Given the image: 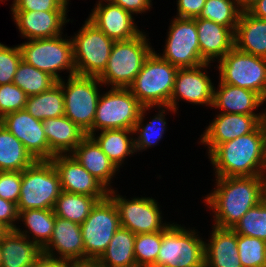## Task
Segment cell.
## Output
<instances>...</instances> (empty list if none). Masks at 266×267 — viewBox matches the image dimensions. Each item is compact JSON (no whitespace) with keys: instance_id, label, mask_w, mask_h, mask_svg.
Wrapping results in <instances>:
<instances>
[{"instance_id":"cell-1","label":"cell","mask_w":266,"mask_h":267,"mask_svg":"<svg viewBox=\"0 0 266 267\" xmlns=\"http://www.w3.org/2000/svg\"><path fill=\"white\" fill-rule=\"evenodd\" d=\"M216 189L205 202L214 212V226L233 228L243 215L264 199L263 176L216 177Z\"/></svg>"},{"instance_id":"cell-2","label":"cell","mask_w":266,"mask_h":267,"mask_svg":"<svg viewBox=\"0 0 266 267\" xmlns=\"http://www.w3.org/2000/svg\"><path fill=\"white\" fill-rule=\"evenodd\" d=\"M208 155L216 169V177L263 176L266 150L261 124L247 135L219 144Z\"/></svg>"},{"instance_id":"cell-3","label":"cell","mask_w":266,"mask_h":267,"mask_svg":"<svg viewBox=\"0 0 266 267\" xmlns=\"http://www.w3.org/2000/svg\"><path fill=\"white\" fill-rule=\"evenodd\" d=\"M178 69L153 51L128 89L143 106L164 108L169 106Z\"/></svg>"},{"instance_id":"cell-4","label":"cell","mask_w":266,"mask_h":267,"mask_svg":"<svg viewBox=\"0 0 266 267\" xmlns=\"http://www.w3.org/2000/svg\"><path fill=\"white\" fill-rule=\"evenodd\" d=\"M143 33L130 40L114 42L107 66L98 77L102 84L112 88H128L132 84L153 52Z\"/></svg>"},{"instance_id":"cell-5","label":"cell","mask_w":266,"mask_h":267,"mask_svg":"<svg viewBox=\"0 0 266 267\" xmlns=\"http://www.w3.org/2000/svg\"><path fill=\"white\" fill-rule=\"evenodd\" d=\"M61 192L60 177L52 161L36 160L22 171L17 209H53Z\"/></svg>"},{"instance_id":"cell-6","label":"cell","mask_w":266,"mask_h":267,"mask_svg":"<svg viewBox=\"0 0 266 267\" xmlns=\"http://www.w3.org/2000/svg\"><path fill=\"white\" fill-rule=\"evenodd\" d=\"M195 230L168 224L162 230L161 247L155 266L205 267V241Z\"/></svg>"},{"instance_id":"cell-7","label":"cell","mask_w":266,"mask_h":267,"mask_svg":"<svg viewBox=\"0 0 266 267\" xmlns=\"http://www.w3.org/2000/svg\"><path fill=\"white\" fill-rule=\"evenodd\" d=\"M114 40L89 19L73 37V60L76 74L99 77L105 70Z\"/></svg>"},{"instance_id":"cell-8","label":"cell","mask_w":266,"mask_h":267,"mask_svg":"<svg viewBox=\"0 0 266 267\" xmlns=\"http://www.w3.org/2000/svg\"><path fill=\"white\" fill-rule=\"evenodd\" d=\"M57 83L63 90L64 115L90 136L100 98L97 86L100 80L76 74L69 76L66 84L63 80Z\"/></svg>"},{"instance_id":"cell-9","label":"cell","mask_w":266,"mask_h":267,"mask_svg":"<svg viewBox=\"0 0 266 267\" xmlns=\"http://www.w3.org/2000/svg\"><path fill=\"white\" fill-rule=\"evenodd\" d=\"M53 38L34 39L19 45L22 60L61 81L58 71L69 70V76L76 75L71 39Z\"/></svg>"},{"instance_id":"cell-10","label":"cell","mask_w":266,"mask_h":267,"mask_svg":"<svg viewBox=\"0 0 266 267\" xmlns=\"http://www.w3.org/2000/svg\"><path fill=\"white\" fill-rule=\"evenodd\" d=\"M80 227L85 262H96L108 247L115 232L121 227L119 213L113 200L107 196L97 201Z\"/></svg>"},{"instance_id":"cell-11","label":"cell","mask_w":266,"mask_h":267,"mask_svg":"<svg viewBox=\"0 0 266 267\" xmlns=\"http://www.w3.org/2000/svg\"><path fill=\"white\" fill-rule=\"evenodd\" d=\"M218 63L222 83L254 91L266 101V58L233 47Z\"/></svg>"},{"instance_id":"cell-12","label":"cell","mask_w":266,"mask_h":267,"mask_svg":"<svg viewBox=\"0 0 266 267\" xmlns=\"http://www.w3.org/2000/svg\"><path fill=\"white\" fill-rule=\"evenodd\" d=\"M142 108L143 105L128 88H111L100 95L92 134L97 130H133Z\"/></svg>"},{"instance_id":"cell-13","label":"cell","mask_w":266,"mask_h":267,"mask_svg":"<svg viewBox=\"0 0 266 267\" xmlns=\"http://www.w3.org/2000/svg\"><path fill=\"white\" fill-rule=\"evenodd\" d=\"M169 28L163 55L159 56L177 68L205 64L200 54L195 18L175 17Z\"/></svg>"},{"instance_id":"cell-14","label":"cell","mask_w":266,"mask_h":267,"mask_svg":"<svg viewBox=\"0 0 266 267\" xmlns=\"http://www.w3.org/2000/svg\"><path fill=\"white\" fill-rule=\"evenodd\" d=\"M113 189L108 196L117 207L121 227L132 231L134 234L153 233L162 231L168 224H162V216L158 203L152 198H133L126 200L120 195H115Z\"/></svg>"},{"instance_id":"cell-15","label":"cell","mask_w":266,"mask_h":267,"mask_svg":"<svg viewBox=\"0 0 266 267\" xmlns=\"http://www.w3.org/2000/svg\"><path fill=\"white\" fill-rule=\"evenodd\" d=\"M208 65L209 63H205L193 68L178 69L169 106H165L166 109L175 113L178 109L176 101L179 99L212 107L214 86L206 72L202 71Z\"/></svg>"},{"instance_id":"cell-16","label":"cell","mask_w":266,"mask_h":267,"mask_svg":"<svg viewBox=\"0 0 266 267\" xmlns=\"http://www.w3.org/2000/svg\"><path fill=\"white\" fill-rule=\"evenodd\" d=\"M1 125L23 143L35 160H50V148L41 120L22 109L4 115Z\"/></svg>"},{"instance_id":"cell-17","label":"cell","mask_w":266,"mask_h":267,"mask_svg":"<svg viewBox=\"0 0 266 267\" xmlns=\"http://www.w3.org/2000/svg\"><path fill=\"white\" fill-rule=\"evenodd\" d=\"M51 161L59 174L62 191L88 195L98 201L108 196L109 190L71 155H55Z\"/></svg>"},{"instance_id":"cell-18","label":"cell","mask_w":266,"mask_h":267,"mask_svg":"<svg viewBox=\"0 0 266 267\" xmlns=\"http://www.w3.org/2000/svg\"><path fill=\"white\" fill-rule=\"evenodd\" d=\"M263 115L220 113L206 128L201 143L208 146L209 154L219 145L253 132Z\"/></svg>"},{"instance_id":"cell-19","label":"cell","mask_w":266,"mask_h":267,"mask_svg":"<svg viewBox=\"0 0 266 267\" xmlns=\"http://www.w3.org/2000/svg\"><path fill=\"white\" fill-rule=\"evenodd\" d=\"M53 249L59 253L60 260L69 263L85 262V250L79 224L56 216L50 241L42 248L43 254L56 258Z\"/></svg>"},{"instance_id":"cell-20","label":"cell","mask_w":266,"mask_h":267,"mask_svg":"<svg viewBox=\"0 0 266 267\" xmlns=\"http://www.w3.org/2000/svg\"><path fill=\"white\" fill-rule=\"evenodd\" d=\"M102 1H107V5H102ZM132 17L130 12L110 0H100L88 19L112 40L126 41L142 33Z\"/></svg>"},{"instance_id":"cell-21","label":"cell","mask_w":266,"mask_h":267,"mask_svg":"<svg viewBox=\"0 0 266 267\" xmlns=\"http://www.w3.org/2000/svg\"><path fill=\"white\" fill-rule=\"evenodd\" d=\"M27 233L16 228L0 237V267H30L43 254L42 248L30 240Z\"/></svg>"},{"instance_id":"cell-22","label":"cell","mask_w":266,"mask_h":267,"mask_svg":"<svg viewBox=\"0 0 266 267\" xmlns=\"http://www.w3.org/2000/svg\"><path fill=\"white\" fill-rule=\"evenodd\" d=\"M201 58L205 63L222 59L234 47V32L208 19L195 18Z\"/></svg>"},{"instance_id":"cell-23","label":"cell","mask_w":266,"mask_h":267,"mask_svg":"<svg viewBox=\"0 0 266 267\" xmlns=\"http://www.w3.org/2000/svg\"><path fill=\"white\" fill-rule=\"evenodd\" d=\"M19 31L28 40L53 38L60 35L66 22V12H12Z\"/></svg>"},{"instance_id":"cell-24","label":"cell","mask_w":266,"mask_h":267,"mask_svg":"<svg viewBox=\"0 0 266 267\" xmlns=\"http://www.w3.org/2000/svg\"><path fill=\"white\" fill-rule=\"evenodd\" d=\"M43 131L50 148V160L55 155H65L72 153L74 149L87 136L78 125L73 123L65 115L57 118L45 119Z\"/></svg>"},{"instance_id":"cell-25","label":"cell","mask_w":266,"mask_h":267,"mask_svg":"<svg viewBox=\"0 0 266 267\" xmlns=\"http://www.w3.org/2000/svg\"><path fill=\"white\" fill-rule=\"evenodd\" d=\"M209 243H205V267H242L237 233L232 228L213 225Z\"/></svg>"},{"instance_id":"cell-26","label":"cell","mask_w":266,"mask_h":267,"mask_svg":"<svg viewBox=\"0 0 266 267\" xmlns=\"http://www.w3.org/2000/svg\"><path fill=\"white\" fill-rule=\"evenodd\" d=\"M264 100L254 91L225 84L220 81L219 89L213 94V105L223 112L229 114L244 115H264V113L255 114L253 111L259 107Z\"/></svg>"},{"instance_id":"cell-27","label":"cell","mask_w":266,"mask_h":267,"mask_svg":"<svg viewBox=\"0 0 266 267\" xmlns=\"http://www.w3.org/2000/svg\"><path fill=\"white\" fill-rule=\"evenodd\" d=\"M70 155L110 190L111 179L119 169L90 136H86Z\"/></svg>"},{"instance_id":"cell-28","label":"cell","mask_w":266,"mask_h":267,"mask_svg":"<svg viewBox=\"0 0 266 267\" xmlns=\"http://www.w3.org/2000/svg\"><path fill=\"white\" fill-rule=\"evenodd\" d=\"M234 47L244 53L266 58V19L243 11L234 32Z\"/></svg>"},{"instance_id":"cell-29","label":"cell","mask_w":266,"mask_h":267,"mask_svg":"<svg viewBox=\"0 0 266 267\" xmlns=\"http://www.w3.org/2000/svg\"><path fill=\"white\" fill-rule=\"evenodd\" d=\"M135 237L132 231L120 227L96 262L102 267H137L134 257Z\"/></svg>"},{"instance_id":"cell-30","label":"cell","mask_w":266,"mask_h":267,"mask_svg":"<svg viewBox=\"0 0 266 267\" xmlns=\"http://www.w3.org/2000/svg\"><path fill=\"white\" fill-rule=\"evenodd\" d=\"M134 134L133 130L115 129L103 130L100 135L95 137L91 134L90 137L102 149L103 153L112 161L119 169L124 158L135 153L134 138H129L127 135Z\"/></svg>"},{"instance_id":"cell-31","label":"cell","mask_w":266,"mask_h":267,"mask_svg":"<svg viewBox=\"0 0 266 267\" xmlns=\"http://www.w3.org/2000/svg\"><path fill=\"white\" fill-rule=\"evenodd\" d=\"M36 160L11 132L0 124V171H23Z\"/></svg>"},{"instance_id":"cell-32","label":"cell","mask_w":266,"mask_h":267,"mask_svg":"<svg viewBox=\"0 0 266 267\" xmlns=\"http://www.w3.org/2000/svg\"><path fill=\"white\" fill-rule=\"evenodd\" d=\"M25 110L38 120L57 118L64 115V96L57 83L40 94L28 96Z\"/></svg>"},{"instance_id":"cell-33","label":"cell","mask_w":266,"mask_h":267,"mask_svg":"<svg viewBox=\"0 0 266 267\" xmlns=\"http://www.w3.org/2000/svg\"><path fill=\"white\" fill-rule=\"evenodd\" d=\"M97 201L95 197L62 191L56 200L53 211L55 216L81 225Z\"/></svg>"},{"instance_id":"cell-34","label":"cell","mask_w":266,"mask_h":267,"mask_svg":"<svg viewBox=\"0 0 266 267\" xmlns=\"http://www.w3.org/2000/svg\"><path fill=\"white\" fill-rule=\"evenodd\" d=\"M18 212V219H22L30 234H33V242L43 248L53 233L56 219L53 209H27Z\"/></svg>"},{"instance_id":"cell-35","label":"cell","mask_w":266,"mask_h":267,"mask_svg":"<svg viewBox=\"0 0 266 267\" xmlns=\"http://www.w3.org/2000/svg\"><path fill=\"white\" fill-rule=\"evenodd\" d=\"M57 80L46 72L40 71L33 65L21 60L14 75L13 83L27 96L40 94L51 89Z\"/></svg>"},{"instance_id":"cell-36","label":"cell","mask_w":266,"mask_h":267,"mask_svg":"<svg viewBox=\"0 0 266 267\" xmlns=\"http://www.w3.org/2000/svg\"><path fill=\"white\" fill-rule=\"evenodd\" d=\"M241 12L237 0H206L198 18L211 20L235 32Z\"/></svg>"},{"instance_id":"cell-37","label":"cell","mask_w":266,"mask_h":267,"mask_svg":"<svg viewBox=\"0 0 266 267\" xmlns=\"http://www.w3.org/2000/svg\"><path fill=\"white\" fill-rule=\"evenodd\" d=\"M152 108V106H143L139 119L136 122L133 132L138 133L140 132L138 138L134 139V147H135V152L144 150L148 147H151L158 143V141L162 138L163 133L165 131V110H160L157 116L155 115V118L152 119L148 124L143 126V117L145 116L144 113ZM138 131V132H137Z\"/></svg>"},{"instance_id":"cell-38","label":"cell","mask_w":266,"mask_h":267,"mask_svg":"<svg viewBox=\"0 0 266 267\" xmlns=\"http://www.w3.org/2000/svg\"><path fill=\"white\" fill-rule=\"evenodd\" d=\"M232 229L237 234L266 241V200L249 209Z\"/></svg>"},{"instance_id":"cell-39","label":"cell","mask_w":266,"mask_h":267,"mask_svg":"<svg viewBox=\"0 0 266 267\" xmlns=\"http://www.w3.org/2000/svg\"><path fill=\"white\" fill-rule=\"evenodd\" d=\"M162 242V231L136 234L134 257L137 267H152L157 259Z\"/></svg>"},{"instance_id":"cell-40","label":"cell","mask_w":266,"mask_h":267,"mask_svg":"<svg viewBox=\"0 0 266 267\" xmlns=\"http://www.w3.org/2000/svg\"><path fill=\"white\" fill-rule=\"evenodd\" d=\"M237 247L242 267H266V241L237 234Z\"/></svg>"},{"instance_id":"cell-41","label":"cell","mask_w":266,"mask_h":267,"mask_svg":"<svg viewBox=\"0 0 266 267\" xmlns=\"http://www.w3.org/2000/svg\"><path fill=\"white\" fill-rule=\"evenodd\" d=\"M28 96L14 83L0 85V117L25 109Z\"/></svg>"},{"instance_id":"cell-42","label":"cell","mask_w":266,"mask_h":267,"mask_svg":"<svg viewBox=\"0 0 266 267\" xmlns=\"http://www.w3.org/2000/svg\"><path fill=\"white\" fill-rule=\"evenodd\" d=\"M21 60L22 53L19 45L13 48L0 43V85L13 83Z\"/></svg>"},{"instance_id":"cell-43","label":"cell","mask_w":266,"mask_h":267,"mask_svg":"<svg viewBox=\"0 0 266 267\" xmlns=\"http://www.w3.org/2000/svg\"><path fill=\"white\" fill-rule=\"evenodd\" d=\"M12 12H67L66 0H14Z\"/></svg>"},{"instance_id":"cell-44","label":"cell","mask_w":266,"mask_h":267,"mask_svg":"<svg viewBox=\"0 0 266 267\" xmlns=\"http://www.w3.org/2000/svg\"><path fill=\"white\" fill-rule=\"evenodd\" d=\"M22 184L21 171H0V197L17 204Z\"/></svg>"},{"instance_id":"cell-45","label":"cell","mask_w":266,"mask_h":267,"mask_svg":"<svg viewBox=\"0 0 266 267\" xmlns=\"http://www.w3.org/2000/svg\"><path fill=\"white\" fill-rule=\"evenodd\" d=\"M17 204L0 197V223L3 224L8 230H15V224L18 219Z\"/></svg>"},{"instance_id":"cell-46","label":"cell","mask_w":266,"mask_h":267,"mask_svg":"<svg viewBox=\"0 0 266 267\" xmlns=\"http://www.w3.org/2000/svg\"><path fill=\"white\" fill-rule=\"evenodd\" d=\"M206 0H178V18H198Z\"/></svg>"},{"instance_id":"cell-47","label":"cell","mask_w":266,"mask_h":267,"mask_svg":"<svg viewBox=\"0 0 266 267\" xmlns=\"http://www.w3.org/2000/svg\"><path fill=\"white\" fill-rule=\"evenodd\" d=\"M131 14L143 13L151 7V0H110Z\"/></svg>"},{"instance_id":"cell-48","label":"cell","mask_w":266,"mask_h":267,"mask_svg":"<svg viewBox=\"0 0 266 267\" xmlns=\"http://www.w3.org/2000/svg\"><path fill=\"white\" fill-rule=\"evenodd\" d=\"M71 263L42 254L30 267H70Z\"/></svg>"},{"instance_id":"cell-49","label":"cell","mask_w":266,"mask_h":267,"mask_svg":"<svg viewBox=\"0 0 266 267\" xmlns=\"http://www.w3.org/2000/svg\"><path fill=\"white\" fill-rule=\"evenodd\" d=\"M247 12L255 17L266 19V0H259Z\"/></svg>"},{"instance_id":"cell-50","label":"cell","mask_w":266,"mask_h":267,"mask_svg":"<svg viewBox=\"0 0 266 267\" xmlns=\"http://www.w3.org/2000/svg\"><path fill=\"white\" fill-rule=\"evenodd\" d=\"M259 0H237L241 11H247L252 5H254Z\"/></svg>"},{"instance_id":"cell-51","label":"cell","mask_w":266,"mask_h":267,"mask_svg":"<svg viewBox=\"0 0 266 267\" xmlns=\"http://www.w3.org/2000/svg\"><path fill=\"white\" fill-rule=\"evenodd\" d=\"M70 267H102L95 261L71 263Z\"/></svg>"},{"instance_id":"cell-52","label":"cell","mask_w":266,"mask_h":267,"mask_svg":"<svg viewBox=\"0 0 266 267\" xmlns=\"http://www.w3.org/2000/svg\"><path fill=\"white\" fill-rule=\"evenodd\" d=\"M264 115H263V118L261 120V126L263 128V131H264V135H265V150H266V112H263Z\"/></svg>"},{"instance_id":"cell-53","label":"cell","mask_w":266,"mask_h":267,"mask_svg":"<svg viewBox=\"0 0 266 267\" xmlns=\"http://www.w3.org/2000/svg\"><path fill=\"white\" fill-rule=\"evenodd\" d=\"M8 229L0 223V237L7 231Z\"/></svg>"},{"instance_id":"cell-54","label":"cell","mask_w":266,"mask_h":267,"mask_svg":"<svg viewBox=\"0 0 266 267\" xmlns=\"http://www.w3.org/2000/svg\"><path fill=\"white\" fill-rule=\"evenodd\" d=\"M263 181H264V199L266 200V177L263 175Z\"/></svg>"},{"instance_id":"cell-55","label":"cell","mask_w":266,"mask_h":267,"mask_svg":"<svg viewBox=\"0 0 266 267\" xmlns=\"http://www.w3.org/2000/svg\"><path fill=\"white\" fill-rule=\"evenodd\" d=\"M155 267H174V266H155Z\"/></svg>"},{"instance_id":"cell-56","label":"cell","mask_w":266,"mask_h":267,"mask_svg":"<svg viewBox=\"0 0 266 267\" xmlns=\"http://www.w3.org/2000/svg\"><path fill=\"white\" fill-rule=\"evenodd\" d=\"M0 264H1V247H0Z\"/></svg>"}]
</instances>
